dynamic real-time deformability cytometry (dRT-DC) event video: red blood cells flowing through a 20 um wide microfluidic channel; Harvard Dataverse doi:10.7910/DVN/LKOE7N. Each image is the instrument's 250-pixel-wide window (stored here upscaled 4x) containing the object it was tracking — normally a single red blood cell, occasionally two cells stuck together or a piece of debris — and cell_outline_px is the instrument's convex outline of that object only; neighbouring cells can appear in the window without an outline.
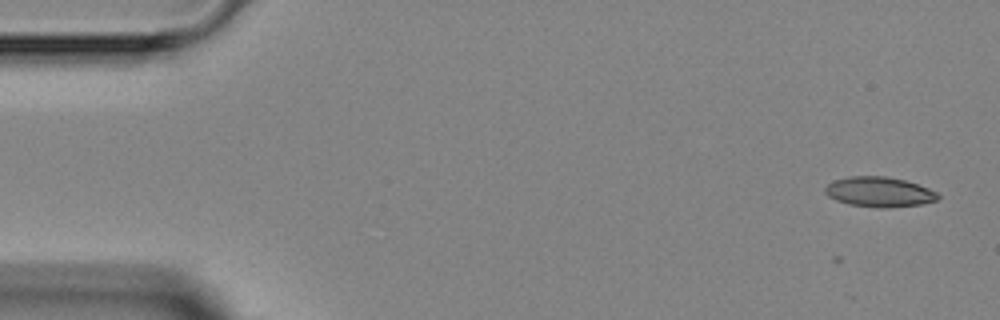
{"species": "Egyptian fruit bat (a non-hibernating species)", "species_latin": "Rousettus aegyptiacus", "temperature_condition": "room temperature", "stored_images_in_passage": 4, "camera_frame_rate_fps": 3000, "um_per_image_px": 0.085, "animal": {"sex": "female"}, "frame": {"image": 1, "passage_image": 1, "time_ms": 0.0, "image_size_px": [1000, 320], "cell_outline_px": [[940, 196], [936, 200], [920, 204], [884, 208], [848, 204], [836, 200], [828, 196], [824, 192], [824, 188], [828, 184], [836, 180], [848, 176], [884, 176], [904, 180], [928, 188], [936, 192]], "centroid_in_image_um": [74.7, 16.31], "position_along_channel_um": 10.3, "area_um2": 19.48}}